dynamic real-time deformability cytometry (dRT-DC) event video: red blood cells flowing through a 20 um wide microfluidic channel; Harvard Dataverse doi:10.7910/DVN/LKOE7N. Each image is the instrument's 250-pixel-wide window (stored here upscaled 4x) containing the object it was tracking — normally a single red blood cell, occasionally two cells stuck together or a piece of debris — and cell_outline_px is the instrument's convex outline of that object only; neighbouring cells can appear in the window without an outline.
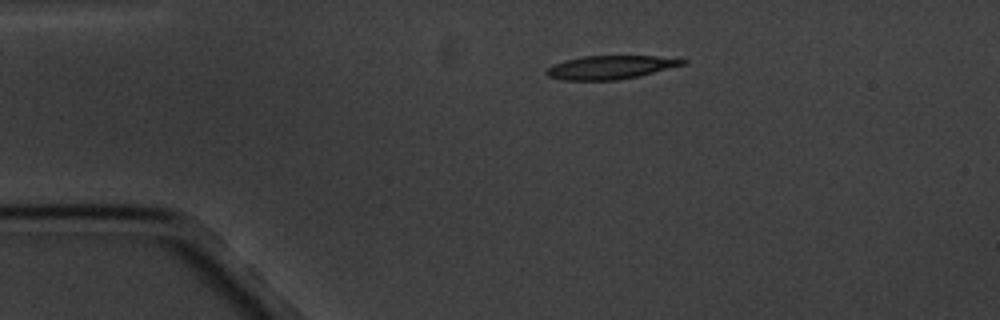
{"species": "common noctule bat (a hibernating species)", "species_latin": "Nyctalus noctula", "temperature_condition": "cold", "stored_images_in_passage": 10, "camera_frame_rate_fps": 3000, "um_per_image_px": 0.085, "animal": {"sex": "male", "body_mass_g": 20.1, "forearm_length_mm": 53.5}, "frame": {"image": 1, "passage_image": 1, "time_ms": 0.0, "image_size_px": [1000, 320], "cell_outline_px": [[688, 64], [640, 76], [616, 80], [560, 80], [548, 76], [544, 72], [552, 64], [564, 60], [584, 56], [656, 56], [688, 60]], "centroid_in_image_um": [51.9, 5.72], "position_along_channel_um": 33.1, "area_um2": 18.84}}
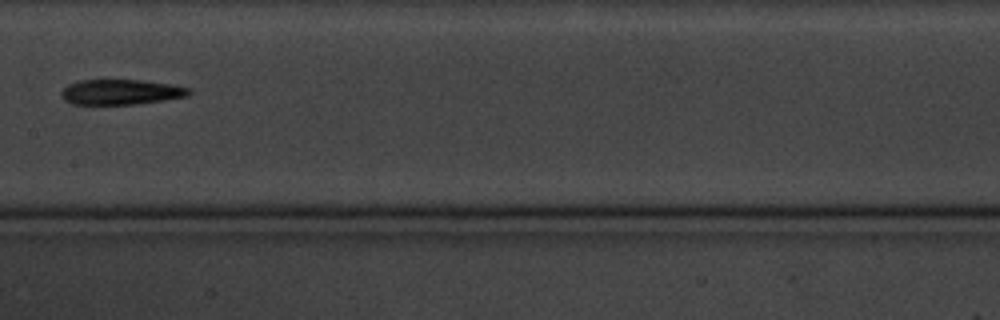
{"frame": {"image": 2, "passage_image": 6, "time_ms": 6.0, "image_size_px": [1000, 320], "cell_outline_px": [[192, 92], [188, 96], [164, 100], [136, 104], [72, 104], [64, 100], [60, 96], [60, 92], [68, 84], [80, 80], [144, 80], [172, 84], [188, 88]], "centroid_in_image_um": [10.27, 7.82], "position_along_channel_um": 197.1, "area_um2": 18.84}}
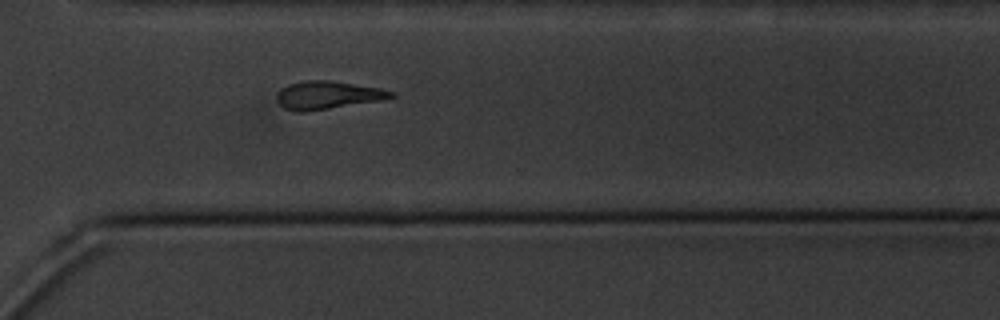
{"frame": {"image": 3, "passage_image": 10, "time_ms": 10.333, "image_size_px": [1000, 320], "cell_outline_px": [[396, 96], [380, 100], [304, 112], [296, 112], [284, 108], [276, 100], [276, 92], [288, 84], [304, 80], [328, 80], [380, 88], [396, 92]], "centroid_in_image_um": [27.81, 8.08], "position_along_channel_um": 342.8, "area_um2": 18.61}}